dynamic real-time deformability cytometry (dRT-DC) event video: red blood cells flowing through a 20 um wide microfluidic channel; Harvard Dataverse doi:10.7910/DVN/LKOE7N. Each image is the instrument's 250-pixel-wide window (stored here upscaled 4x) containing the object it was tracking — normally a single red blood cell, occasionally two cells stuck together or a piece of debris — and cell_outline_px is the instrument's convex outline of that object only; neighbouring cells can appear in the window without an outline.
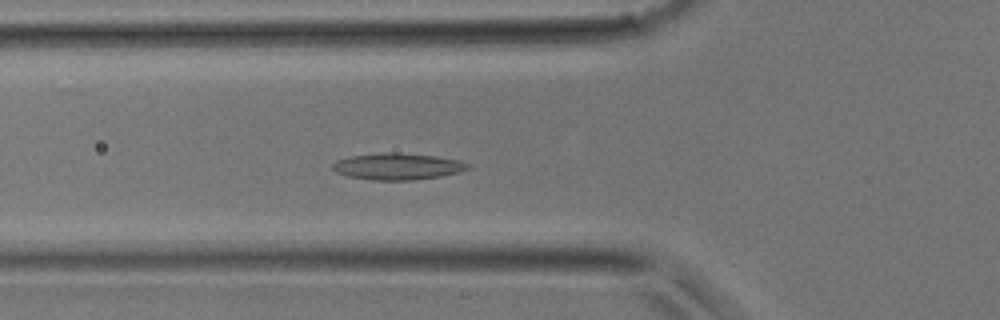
{"species": "common noctule bat (a hibernating species)", "species_latin": "Nyctalus noctula", "temperature_condition": "room temperature", "stored_images_in_passage": 36, "camera_frame_rate_fps": 3000, "um_per_image_px": 0.085, "animal": {"sex": "male", "body_mass_g": 17.9}, "frame": {"image": 1, "passage_image": 13, "time_ms": 4.0, "image_size_px": [1000, 320], "cell_outline_px": [[472, 168], [460, 172], [440, 176], [412, 180], [372, 180], [348, 176], [336, 172], [332, 168], [332, 164], [336, 160], [348, 156], [384, 152], [400, 152], [436, 156], [460, 160], [472, 164]], "centroid_in_image_um": [33.83, 14.13], "position_along_channel_um": 92.0, "area_um2": 21.27}}
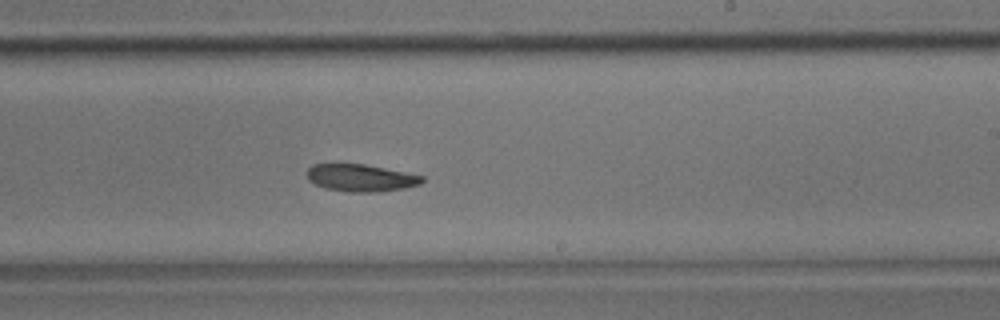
{"frame": {"image": 2, "passage_image": 22, "time_ms": 7.0, "image_size_px": [1000, 320], "cell_outline_px": [[424, 180], [420, 184], [404, 188], [376, 192], [348, 192], [324, 188], [308, 180], [308, 168], [312, 164], [332, 160], [364, 164], [424, 176]], "centroid_in_image_um": [30.57, 15.07], "position_along_channel_um": 258.4, "area_um2": 18.9}}
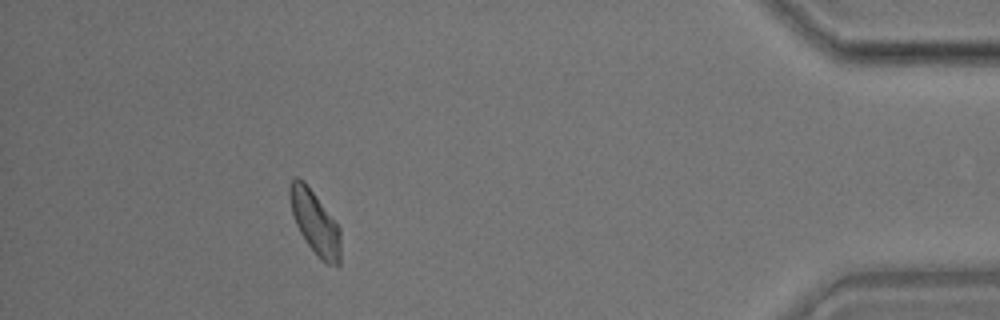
{"frame": {"image": 3, "passage_image": 33, "time_ms": 10.667, "image_size_px": [1000, 320], "cell_outline_px": [[340, 264], [328, 264], [320, 260], [308, 244], [300, 232], [296, 224], [292, 212], [288, 196], [288, 184], [296, 176], [304, 180], [340, 228]], "centroid_in_image_um": [26.75, 18.88], "position_along_channel_um": 408.5, "area_um2": 18.67}}